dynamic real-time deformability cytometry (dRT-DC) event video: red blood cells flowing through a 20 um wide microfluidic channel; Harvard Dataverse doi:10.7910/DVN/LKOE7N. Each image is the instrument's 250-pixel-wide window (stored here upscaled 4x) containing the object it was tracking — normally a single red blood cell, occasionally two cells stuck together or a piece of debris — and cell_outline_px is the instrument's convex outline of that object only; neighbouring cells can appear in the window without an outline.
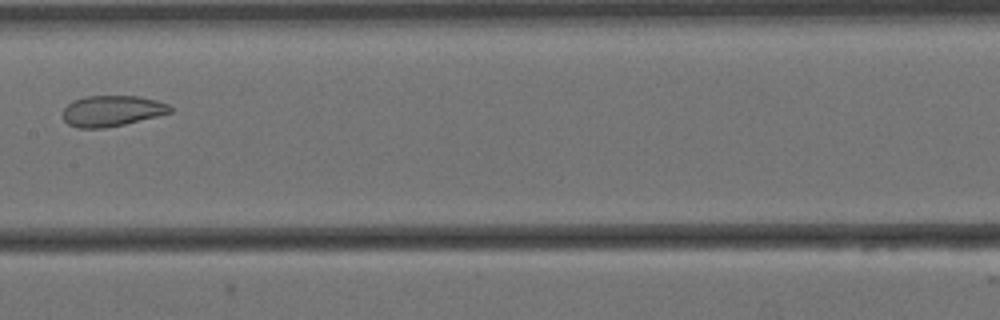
{"species": "Egyptian fruit bat (a non-hibernating species)", "species_latin": "Rousettus aegyptiacus", "temperature_condition": "cold", "stored_images_in_passage": 7, "camera_frame_rate_fps": 3000, "um_per_image_px": 0.085, "animal": {"sex": "female"}, "frame": {"image": 1, "passage_image": 6, "time_ms": 1.667, "image_size_px": [1000, 320], "cell_outline_px": [[172, 112], [124, 124], [104, 128], [80, 128], [68, 124], [64, 120], [64, 108], [72, 100], [88, 96], [136, 96], [156, 100], [168, 104], [172, 108]], "centroid_in_image_um": [9.5, 9.42], "position_along_channel_um": 197.9, "area_um2": 19.07}}
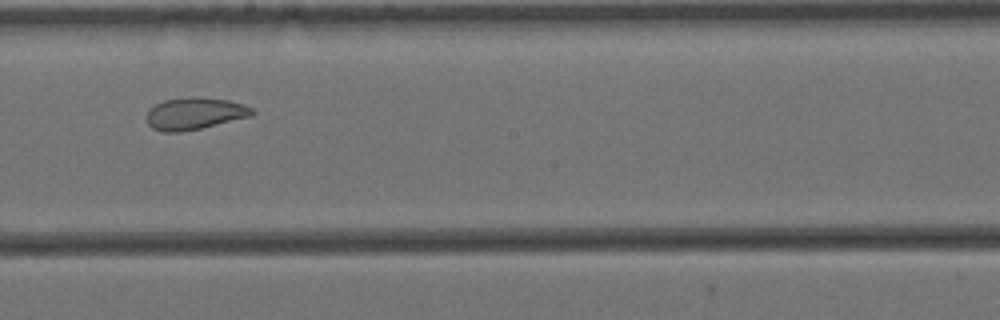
{"frame": {"image": 2, "passage_image": 7, "time_ms": 2.0, "image_size_px": [1000, 320], "cell_outline_px": [[256, 112], [252, 116], [200, 128], [180, 132], [164, 132], [152, 128], [148, 124], [144, 116], [156, 104], [164, 100], [188, 96], [192, 96], [228, 100], [244, 104], [252, 108]], "centroid_in_image_um": [16.54, 9.64], "position_along_channel_um": 231.7, "area_um2": 19.77}}